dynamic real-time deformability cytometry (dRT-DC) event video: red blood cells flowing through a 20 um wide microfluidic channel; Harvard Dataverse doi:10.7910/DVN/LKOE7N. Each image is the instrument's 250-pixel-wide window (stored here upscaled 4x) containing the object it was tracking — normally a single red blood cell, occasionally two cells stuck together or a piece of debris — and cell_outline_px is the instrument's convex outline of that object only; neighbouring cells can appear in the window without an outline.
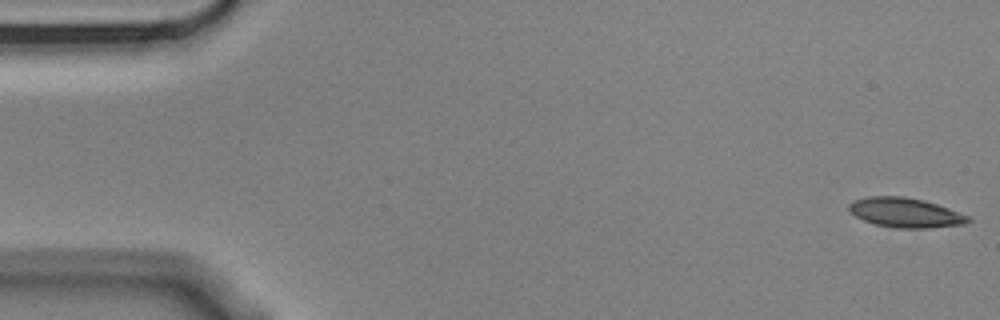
{"species": "Egyptian fruit bat (a non-hibernating species)", "species_latin": "Rousettus aegyptiacus", "temperature_condition": "cold", "stored_images_in_passage": 4, "camera_frame_rate_fps": 3000, "um_per_image_px": 0.085, "animal": {"sex": "male"}, "frame": {"image": 1, "passage_image": 1, "time_ms": 0.0, "image_size_px": [1000, 320], "cell_outline_px": [[972, 220], [964, 224], [928, 228], [896, 228], [876, 224], [864, 220], [856, 216], [848, 208], [848, 204], [856, 200], [868, 196], [904, 196], [924, 200], [972, 216]], "centroid_in_image_um": [77.0, 18.07], "position_along_channel_um": 8.0, "area_um2": 20.52}}
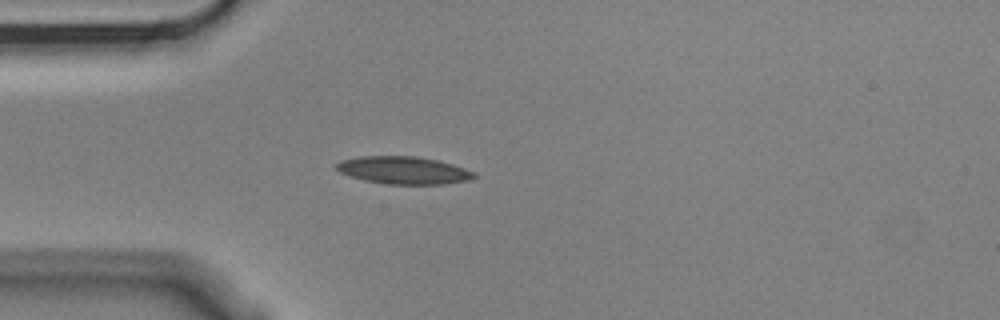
{"frame": {"image": 2, "passage_image": 4, "time_ms": 1.0, "image_size_px": [1000, 320], "cell_outline_px": [[476, 176], [468, 180], [444, 184], [388, 184], [364, 180], [340, 172], [336, 168], [336, 164], [340, 160], [360, 156], [416, 156], [436, 160], [452, 164], [476, 172]], "centroid_in_image_um": [34.31, 14.47], "position_along_channel_um": 50.7, "area_um2": 21.96}}